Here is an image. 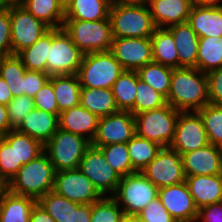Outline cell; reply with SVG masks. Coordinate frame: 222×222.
Here are the masks:
<instances>
[{
	"mask_svg": "<svg viewBox=\"0 0 222 222\" xmlns=\"http://www.w3.org/2000/svg\"><path fill=\"white\" fill-rule=\"evenodd\" d=\"M179 112L167 104L159 109L136 114L134 116L136 134L161 147H169L174 138Z\"/></svg>",
	"mask_w": 222,
	"mask_h": 222,
	"instance_id": "cell-6",
	"label": "cell"
},
{
	"mask_svg": "<svg viewBox=\"0 0 222 222\" xmlns=\"http://www.w3.org/2000/svg\"><path fill=\"white\" fill-rule=\"evenodd\" d=\"M209 144L201 116L196 111L179 112L170 148L180 155L203 148Z\"/></svg>",
	"mask_w": 222,
	"mask_h": 222,
	"instance_id": "cell-12",
	"label": "cell"
},
{
	"mask_svg": "<svg viewBox=\"0 0 222 222\" xmlns=\"http://www.w3.org/2000/svg\"><path fill=\"white\" fill-rule=\"evenodd\" d=\"M36 203L31 197L17 195L8 190L0 201V222H29Z\"/></svg>",
	"mask_w": 222,
	"mask_h": 222,
	"instance_id": "cell-25",
	"label": "cell"
},
{
	"mask_svg": "<svg viewBox=\"0 0 222 222\" xmlns=\"http://www.w3.org/2000/svg\"><path fill=\"white\" fill-rule=\"evenodd\" d=\"M26 67L17 54L0 57V76L6 81L13 97L24 95Z\"/></svg>",
	"mask_w": 222,
	"mask_h": 222,
	"instance_id": "cell-33",
	"label": "cell"
},
{
	"mask_svg": "<svg viewBox=\"0 0 222 222\" xmlns=\"http://www.w3.org/2000/svg\"><path fill=\"white\" fill-rule=\"evenodd\" d=\"M159 188L141 172L121 177L112 197L124 213L140 214L141 211L158 197Z\"/></svg>",
	"mask_w": 222,
	"mask_h": 222,
	"instance_id": "cell-8",
	"label": "cell"
},
{
	"mask_svg": "<svg viewBox=\"0 0 222 222\" xmlns=\"http://www.w3.org/2000/svg\"><path fill=\"white\" fill-rule=\"evenodd\" d=\"M2 138H3V135H2V134H0V141L2 140Z\"/></svg>",
	"mask_w": 222,
	"mask_h": 222,
	"instance_id": "cell-62",
	"label": "cell"
},
{
	"mask_svg": "<svg viewBox=\"0 0 222 222\" xmlns=\"http://www.w3.org/2000/svg\"><path fill=\"white\" fill-rule=\"evenodd\" d=\"M109 18L113 38H149L156 29L145 1L111 3Z\"/></svg>",
	"mask_w": 222,
	"mask_h": 222,
	"instance_id": "cell-2",
	"label": "cell"
},
{
	"mask_svg": "<svg viewBox=\"0 0 222 222\" xmlns=\"http://www.w3.org/2000/svg\"><path fill=\"white\" fill-rule=\"evenodd\" d=\"M206 74L209 103L222 105V68L211 70Z\"/></svg>",
	"mask_w": 222,
	"mask_h": 222,
	"instance_id": "cell-49",
	"label": "cell"
},
{
	"mask_svg": "<svg viewBox=\"0 0 222 222\" xmlns=\"http://www.w3.org/2000/svg\"><path fill=\"white\" fill-rule=\"evenodd\" d=\"M12 55L10 8L0 9V57Z\"/></svg>",
	"mask_w": 222,
	"mask_h": 222,
	"instance_id": "cell-47",
	"label": "cell"
},
{
	"mask_svg": "<svg viewBox=\"0 0 222 222\" xmlns=\"http://www.w3.org/2000/svg\"><path fill=\"white\" fill-rule=\"evenodd\" d=\"M10 17L12 54L31 46L51 29L23 6H11Z\"/></svg>",
	"mask_w": 222,
	"mask_h": 222,
	"instance_id": "cell-13",
	"label": "cell"
},
{
	"mask_svg": "<svg viewBox=\"0 0 222 222\" xmlns=\"http://www.w3.org/2000/svg\"><path fill=\"white\" fill-rule=\"evenodd\" d=\"M49 81L53 84L59 114L79 105L81 85L77 74L52 75Z\"/></svg>",
	"mask_w": 222,
	"mask_h": 222,
	"instance_id": "cell-26",
	"label": "cell"
},
{
	"mask_svg": "<svg viewBox=\"0 0 222 222\" xmlns=\"http://www.w3.org/2000/svg\"><path fill=\"white\" fill-rule=\"evenodd\" d=\"M123 210L112 196H103L92 203L91 222H120Z\"/></svg>",
	"mask_w": 222,
	"mask_h": 222,
	"instance_id": "cell-42",
	"label": "cell"
},
{
	"mask_svg": "<svg viewBox=\"0 0 222 222\" xmlns=\"http://www.w3.org/2000/svg\"><path fill=\"white\" fill-rule=\"evenodd\" d=\"M127 148L133 169L136 172H142L155 159L162 147L155 142L135 134L127 142Z\"/></svg>",
	"mask_w": 222,
	"mask_h": 222,
	"instance_id": "cell-35",
	"label": "cell"
},
{
	"mask_svg": "<svg viewBox=\"0 0 222 222\" xmlns=\"http://www.w3.org/2000/svg\"><path fill=\"white\" fill-rule=\"evenodd\" d=\"M185 183L198 209L222 202V174L189 176Z\"/></svg>",
	"mask_w": 222,
	"mask_h": 222,
	"instance_id": "cell-21",
	"label": "cell"
},
{
	"mask_svg": "<svg viewBox=\"0 0 222 222\" xmlns=\"http://www.w3.org/2000/svg\"><path fill=\"white\" fill-rule=\"evenodd\" d=\"M8 191V183L0 176V201L4 194Z\"/></svg>",
	"mask_w": 222,
	"mask_h": 222,
	"instance_id": "cell-57",
	"label": "cell"
},
{
	"mask_svg": "<svg viewBox=\"0 0 222 222\" xmlns=\"http://www.w3.org/2000/svg\"><path fill=\"white\" fill-rule=\"evenodd\" d=\"M92 204H80L72 208L71 222H91Z\"/></svg>",
	"mask_w": 222,
	"mask_h": 222,
	"instance_id": "cell-51",
	"label": "cell"
},
{
	"mask_svg": "<svg viewBox=\"0 0 222 222\" xmlns=\"http://www.w3.org/2000/svg\"><path fill=\"white\" fill-rule=\"evenodd\" d=\"M144 222H176L157 197L139 214Z\"/></svg>",
	"mask_w": 222,
	"mask_h": 222,
	"instance_id": "cell-46",
	"label": "cell"
},
{
	"mask_svg": "<svg viewBox=\"0 0 222 222\" xmlns=\"http://www.w3.org/2000/svg\"><path fill=\"white\" fill-rule=\"evenodd\" d=\"M23 7L50 28H62L65 8L59 0H29Z\"/></svg>",
	"mask_w": 222,
	"mask_h": 222,
	"instance_id": "cell-31",
	"label": "cell"
},
{
	"mask_svg": "<svg viewBox=\"0 0 222 222\" xmlns=\"http://www.w3.org/2000/svg\"><path fill=\"white\" fill-rule=\"evenodd\" d=\"M196 68L204 73L222 68V36L199 38Z\"/></svg>",
	"mask_w": 222,
	"mask_h": 222,
	"instance_id": "cell-32",
	"label": "cell"
},
{
	"mask_svg": "<svg viewBox=\"0 0 222 222\" xmlns=\"http://www.w3.org/2000/svg\"><path fill=\"white\" fill-rule=\"evenodd\" d=\"M187 23L199 38L222 36V6L210 7L194 4Z\"/></svg>",
	"mask_w": 222,
	"mask_h": 222,
	"instance_id": "cell-23",
	"label": "cell"
},
{
	"mask_svg": "<svg viewBox=\"0 0 222 222\" xmlns=\"http://www.w3.org/2000/svg\"><path fill=\"white\" fill-rule=\"evenodd\" d=\"M210 144L222 145V105L208 103L198 111Z\"/></svg>",
	"mask_w": 222,
	"mask_h": 222,
	"instance_id": "cell-40",
	"label": "cell"
},
{
	"mask_svg": "<svg viewBox=\"0 0 222 222\" xmlns=\"http://www.w3.org/2000/svg\"><path fill=\"white\" fill-rule=\"evenodd\" d=\"M79 104L99 118L119 111L111 89L81 88Z\"/></svg>",
	"mask_w": 222,
	"mask_h": 222,
	"instance_id": "cell-27",
	"label": "cell"
},
{
	"mask_svg": "<svg viewBox=\"0 0 222 222\" xmlns=\"http://www.w3.org/2000/svg\"><path fill=\"white\" fill-rule=\"evenodd\" d=\"M194 4L200 6L219 7L222 6V0H194Z\"/></svg>",
	"mask_w": 222,
	"mask_h": 222,
	"instance_id": "cell-55",
	"label": "cell"
},
{
	"mask_svg": "<svg viewBox=\"0 0 222 222\" xmlns=\"http://www.w3.org/2000/svg\"><path fill=\"white\" fill-rule=\"evenodd\" d=\"M44 152V145L16 129L17 164H27Z\"/></svg>",
	"mask_w": 222,
	"mask_h": 222,
	"instance_id": "cell-43",
	"label": "cell"
},
{
	"mask_svg": "<svg viewBox=\"0 0 222 222\" xmlns=\"http://www.w3.org/2000/svg\"><path fill=\"white\" fill-rule=\"evenodd\" d=\"M145 0H110L111 3H120V2H139Z\"/></svg>",
	"mask_w": 222,
	"mask_h": 222,
	"instance_id": "cell-60",
	"label": "cell"
},
{
	"mask_svg": "<svg viewBox=\"0 0 222 222\" xmlns=\"http://www.w3.org/2000/svg\"><path fill=\"white\" fill-rule=\"evenodd\" d=\"M51 47V29L31 46L23 49L17 55L21 58L27 70L46 73V63Z\"/></svg>",
	"mask_w": 222,
	"mask_h": 222,
	"instance_id": "cell-34",
	"label": "cell"
},
{
	"mask_svg": "<svg viewBox=\"0 0 222 222\" xmlns=\"http://www.w3.org/2000/svg\"><path fill=\"white\" fill-rule=\"evenodd\" d=\"M22 166L17 164L16 129H12L0 141V176L9 183Z\"/></svg>",
	"mask_w": 222,
	"mask_h": 222,
	"instance_id": "cell-36",
	"label": "cell"
},
{
	"mask_svg": "<svg viewBox=\"0 0 222 222\" xmlns=\"http://www.w3.org/2000/svg\"><path fill=\"white\" fill-rule=\"evenodd\" d=\"M139 75L135 70H124L112 85V93L119 110L130 111L134 115L136 85Z\"/></svg>",
	"mask_w": 222,
	"mask_h": 222,
	"instance_id": "cell-30",
	"label": "cell"
},
{
	"mask_svg": "<svg viewBox=\"0 0 222 222\" xmlns=\"http://www.w3.org/2000/svg\"><path fill=\"white\" fill-rule=\"evenodd\" d=\"M125 70H135L153 62L151 37L113 38L110 50Z\"/></svg>",
	"mask_w": 222,
	"mask_h": 222,
	"instance_id": "cell-16",
	"label": "cell"
},
{
	"mask_svg": "<svg viewBox=\"0 0 222 222\" xmlns=\"http://www.w3.org/2000/svg\"><path fill=\"white\" fill-rule=\"evenodd\" d=\"M64 8H66L73 0H59Z\"/></svg>",
	"mask_w": 222,
	"mask_h": 222,
	"instance_id": "cell-61",
	"label": "cell"
},
{
	"mask_svg": "<svg viewBox=\"0 0 222 222\" xmlns=\"http://www.w3.org/2000/svg\"><path fill=\"white\" fill-rule=\"evenodd\" d=\"M83 57L84 53L63 28H51V47L46 63L49 76L77 74Z\"/></svg>",
	"mask_w": 222,
	"mask_h": 222,
	"instance_id": "cell-9",
	"label": "cell"
},
{
	"mask_svg": "<svg viewBox=\"0 0 222 222\" xmlns=\"http://www.w3.org/2000/svg\"><path fill=\"white\" fill-rule=\"evenodd\" d=\"M99 117L82 105H77L59 114V128L86 138L90 143L95 137Z\"/></svg>",
	"mask_w": 222,
	"mask_h": 222,
	"instance_id": "cell-20",
	"label": "cell"
},
{
	"mask_svg": "<svg viewBox=\"0 0 222 222\" xmlns=\"http://www.w3.org/2000/svg\"><path fill=\"white\" fill-rule=\"evenodd\" d=\"M124 70L109 50L84 54L77 76L81 88L111 89Z\"/></svg>",
	"mask_w": 222,
	"mask_h": 222,
	"instance_id": "cell-4",
	"label": "cell"
},
{
	"mask_svg": "<svg viewBox=\"0 0 222 222\" xmlns=\"http://www.w3.org/2000/svg\"><path fill=\"white\" fill-rule=\"evenodd\" d=\"M11 7V0H0V9H7Z\"/></svg>",
	"mask_w": 222,
	"mask_h": 222,
	"instance_id": "cell-58",
	"label": "cell"
},
{
	"mask_svg": "<svg viewBox=\"0 0 222 222\" xmlns=\"http://www.w3.org/2000/svg\"><path fill=\"white\" fill-rule=\"evenodd\" d=\"M135 134L134 115L130 111L119 110L99 118L91 145L101 147L114 143H127Z\"/></svg>",
	"mask_w": 222,
	"mask_h": 222,
	"instance_id": "cell-15",
	"label": "cell"
},
{
	"mask_svg": "<svg viewBox=\"0 0 222 222\" xmlns=\"http://www.w3.org/2000/svg\"><path fill=\"white\" fill-rule=\"evenodd\" d=\"M120 222H144L139 214L124 213Z\"/></svg>",
	"mask_w": 222,
	"mask_h": 222,
	"instance_id": "cell-56",
	"label": "cell"
},
{
	"mask_svg": "<svg viewBox=\"0 0 222 222\" xmlns=\"http://www.w3.org/2000/svg\"><path fill=\"white\" fill-rule=\"evenodd\" d=\"M153 62L179 68L176 44L166 28H156L151 36Z\"/></svg>",
	"mask_w": 222,
	"mask_h": 222,
	"instance_id": "cell-29",
	"label": "cell"
},
{
	"mask_svg": "<svg viewBox=\"0 0 222 222\" xmlns=\"http://www.w3.org/2000/svg\"><path fill=\"white\" fill-rule=\"evenodd\" d=\"M41 207L55 220V222H71L72 208L80 204L50 191L37 201Z\"/></svg>",
	"mask_w": 222,
	"mask_h": 222,
	"instance_id": "cell-38",
	"label": "cell"
},
{
	"mask_svg": "<svg viewBox=\"0 0 222 222\" xmlns=\"http://www.w3.org/2000/svg\"><path fill=\"white\" fill-rule=\"evenodd\" d=\"M49 78L50 76L47 73L26 70L24 75V94L33 98Z\"/></svg>",
	"mask_w": 222,
	"mask_h": 222,
	"instance_id": "cell-48",
	"label": "cell"
},
{
	"mask_svg": "<svg viewBox=\"0 0 222 222\" xmlns=\"http://www.w3.org/2000/svg\"><path fill=\"white\" fill-rule=\"evenodd\" d=\"M158 198L176 222L195 221L198 215L193 197L184 182L159 188Z\"/></svg>",
	"mask_w": 222,
	"mask_h": 222,
	"instance_id": "cell-17",
	"label": "cell"
},
{
	"mask_svg": "<svg viewBox=\"0 0 222 222\" xmlns=\"http://www.w3.org/2000/svg\"><path fill=\"white\" fill-rule=\"evenodd\" d=\"M53 191L79 204H92L103 197L79 169L57 171Z\"/></svg>",
	"mask_w": 222,
	"mask_h": 222,
	"instance_id": "cell-14",
	"label": "cell"
},
{
	"mask_svg": "<svg viewBox=\"0 0 222 222\" xmlns=\"http://www.w3.org/2000/svg\"><path fill=\"white\" fill-rule=\"evenodd\" d=\"M13 98L6 81L0 76V104L7 106Z\"/></svg>",
	"mask_w": 222,
	"mask_h": 222,
	"instance_id": "cell-54",
	"label": "cell"
},
{
	"mask_svg": "<svg viewBox=\"0 0 222 222\" xmlns=\"http://www.w3.org/2000/svg\"><path fill=\"white\" fill-rule=\"evenodd\" d=\"M99 148L107 163L120 177L136 172L130 161L127 143H114Z\"/></svg>",
	"mask_w": 222,
	"mask_h": 222,
	"instance_id": "cell-39",
	"label": "cell"
},
{
	"mask_svg": "<svg viewBox=\"0 0 222 222\" xmlns=\"http://www.w3.org/2000/svg\"><path fill=\"white\" fill-rule=\"evenodd\" d=\"M166 99L180 112L198 111L209 103L207 74L194 67L174 68Z\"/></svg>",
	"mask_w": 222,
	"mask_h": 222,
	"instance_id": "cell-1",
	"label": "cell"
},
{
	"mask_svg": "<svg viewBox=\"0 0 222 222\" xmlns=\"http://www.w3.org/2000/svg\"><path fill=\"white\" fill-rule=\"evenodd\" d=\"M173 36L177 48L179 67H194L197 63L199 37L185 22L166 28Z\"/></svg>",
	"mask_w": 222,
	"mask_h": 222,
	"instance_id": "cell-24",
	"label": "cell"
},
{
	"mask_svg": "<svg viewBox=\"0 0 222 222\" xmlns=\"http://www.w3.org/2000/svg\"><path fill=\"white\" fill-rule=\"evenodd\" d=\"M10 130H12V128L8 119L7 107L6 105L0 104V134L5 135Z\"/></svg>",
	"mask_w": 222,
	"mask_h": 222,
	"instance_id": "cell-53",
	"label": "cell"
},
{
	"mask_svg": "<svg viewBox=\"0 0 222 222\" xmlns=\"http://www.w3.org/2000/svg\"><path fill=\"white\" fill-rule=\"evenodd\" d=\"M78 169L103 196H112L116 192L121 177L107 163L99 147L90 145L86 149Z\"/></svg>",
	"mask_w": 222,
	"mask_h": 222,
	"instance_id": "cell-10",
	"label": "cell"
},
{
	"mask_svg": "<svg viewBox=\"0 0 222 222\" xmlns=\"http://www.w3.org/2000/svg\"><path fill=\"white\" fill-rule=\"evenodd\" d=\"M110 0H73L65 8L64 20L97 21L109 17Z\"/></svg>",
	"mask_w": 222,
	"mask_h": 222,
	"instance_id": "cell-28",
	"label": "cell"
},
{
	"mask_svg": "<svg viewBox=\"0 0 222 222\" xmlns=\"http://www.w3.org/2000/svg\"><path fill=\"white\" fill-rule=\"evenodd\" d=\"M91 143L84 137L58 129L44 145L55 171L78 169Z\"/></svg>",
	"mask_w": 222,
	"mask_h": 222,
	"instance_id": "cell-7",
	"label": "cell"
},
{
	"mask_svg": "<svg viewBox=\"0 0 222 222\" xmlns=\"http://www.w3.org/2000/svg\"><path fill=\"white\" fill-rule=\"evenodd\" d=\"M29 222H55V220L37 202L31 211Z\"/></svg>",
	"mask_w": 222,
	"mask_h": 222,
	"instance_id": "cell-52",
	"label": "cell"
},
{
	"mask_svg": "<svg viewBox=\"0 0 222 222\" xmlns=\"http://www.w3.org/2000/svg\"><path fill=\"white\" fill-rule=\"evenodd\" d=\"M55 174L54 166L48 155L43 152L18 170L8 183V190L38 201L42 196L53 191Z\"/></svg>",
	"mask_w": 222,
	"mask_h": 222,
	"instance_id": "cell-3",
	"label": "cell"
},
{
	"mask_svg": "<svg viewBox=\"0 0 222 222\" xmlns=\"http://www.w3.org/2000/svg\"><path fill=\"white\" fill-rule=\"evenodd\" d=\"M185 177L222 174V153L219 146H207L181 155Z\"/></svg>",
	"mask_w": 222,
	"mask_h": 222,
	"instance_id": "cell-18",
	"label": "cell"
},
{
	"mask_svg": "<svg viewBox=\"0 0 222 222\" xmlns=\"http://www.w3.org/2000/svg\"><path fill=\"white\" fill-rule=\"evenodd\" d=\"M197 222H222V202L209 204L198 210Z\"/></svg>",
	"mask_w": 222,
	"mask_h": 222,
	"instance_id": "cell-50",
	"label": "cell"
},
{
	"mask_svg": "<svg viewBox=\"0 0 222 222\" xmlns=\"http://www.w3.org/2000/svg\"><path fill=\"white\" fill-rule=\"evenodd\" d=\"M173 68L151 62L137 70L139 78L164 95L166 98L170 92Z\"/></svg>",
	"mask_w": 222,
	"mask_h": 222,
	"instance_id": "cell-37",
	"label": "cell"
},
{
	"mask_svg": "<svg viewBox=\"0 0 222 222\" xmlns=\"http://www.w3.org/2000/svg\"><path fill=\"white\" fill-rule=\"evenodd\" d=\"M141 173L158 188L176 185L186 179L182 157L170 147H162Z\"/></svg>",
	"mask_w": 222,
	"mask_h": 222,
	"instance_id": "cell-11",
	"label": "cell"
},
{
	"mask_svg": "<svg viewBox=\"0 0 222 222\" xmlns=\"http://www.w3.org/2000/svg\"><path fill=\"white\" fill-rule=\"evenodd\" d=\"M6 107L12 129H17L24 117L35 108L33 98L25 94L14 97Z\"/></svg>",
	"mask_w": 222,
	"mask_h": 222,
	"instance_id": "cell-44",
	"label": "cell"
},
{
	"mask_svg": "<svg viewBox=\"0 0 222 222\" xmlns=\"http://www.w3.org/2000/svg\"><path fill=\"white\" fill-rule=\"evenodd\" d=\"M156 28H168L188 20L194 0H145Z\"/></svg>",
	"mask_w": 222,
	"mask_h": 222,
	"instance_id": "cell-19",
	"label": "cell"
},
{
	"mask_svg": "<svg viewBox=\"0 0 222 222\" xmlns=\"http://www.w3.org/2000/svg\"><path fill=\"white\" fill-rule=\"evenodd\" d=\"M62 28L84 54L111 50L113 36L109 17L97 21L64 20Z\"/></svg>",
	"mask_w": 222,
	"mask_h": 222,
	"instance_id": "cell-5",
	"label": "cell"
},
{
	"mask_svg": "<svg viewBox=\"0 0 222 222\" xmlns=\"http://www.w3.org/2000/svg\"><path fill=\"white\" fill-rule=\"evenodd\" d=\"M34 107L42 111L59 114L53 84L48 80L33 97Z\"/></svg>",
	"mask_w": 222,
	"mask_h": 222,
	"instance_id": "cell-45",
	"label": "cell"
},
{
	"mask_svg": "<svg viewBox=\"0 0 222 222\" xmlns=\"http://www.w3.org/2000/svg\"><path fill=\"white\" fill-rule=\"evenodd\" d=\"M165 105H167V99L164 95L141 79L137 81L134 116L144 111L159 109Z\"/></svg>",
	"mask_w": 222,
	"mask_h": 222,
	"instance_id": "cell-41",
	"label": "cell"
},
{
	"mask_svg": "<svg viewBox=\"0 0 222 222\" xmlns=\"http://www.w3.org/2000/svg\"><path fill=\"white\" fill-rule=\"evenodd\" d=\"M59 129V114H51L34 108L25 117L17 130L45 145Z\"/></svg>",
	"mask_w": 222,
	"mask_h": 222,
	"instance_id": "cell-22",
	"label": "cell"
},
{
	"mask_svg": "<svg viewBox=\"0 0 222 222\" xmlns=\"http://www.w3.org/2000/svg\"><path fill=\"white\" fill-rule=\"evenodd\" d=\"M29 0H11V6H23Z\"/></svg>",
	"mask_w": 222,
	"mask_h": 222,
	"instance_id": "cell-59",
	"label": "cell"
}]
</instances>
